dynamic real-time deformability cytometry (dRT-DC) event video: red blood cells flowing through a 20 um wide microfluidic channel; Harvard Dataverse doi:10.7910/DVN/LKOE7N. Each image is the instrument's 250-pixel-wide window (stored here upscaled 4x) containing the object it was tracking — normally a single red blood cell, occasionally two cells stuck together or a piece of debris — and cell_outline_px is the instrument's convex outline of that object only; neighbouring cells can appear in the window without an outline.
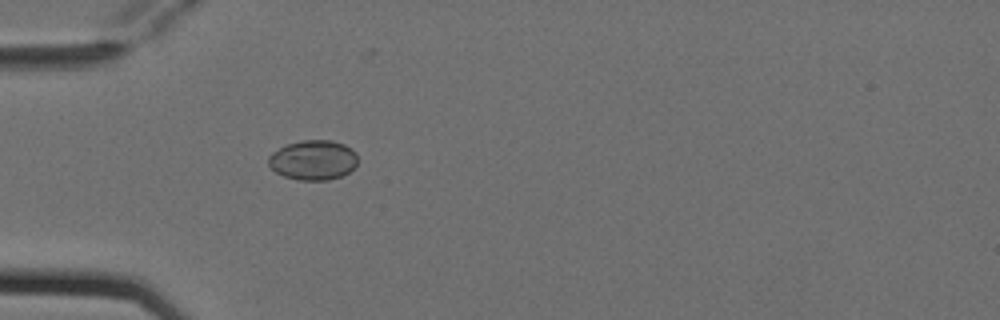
{"species": "Egyptian fruit bat (a non-hibernating species)", "species_latin": "Rousettus aegyptiacus", "temperature_condition": "cold", "stored_images_in_passage": 1, "camera_frame_rate_fps": 3000, "um_per_image_px": 0.085, "animal": {"sex": "female"}, "frame": {"image": 1, "passage_image": 1, "time_ms": 0.0, "image_size_px": [1000, 320], "cell_outline_px": [[356, 164], [348, 172], [340, 176], [328, 180], [300, 180], [284, 176], [276, 172], [268, 164], [268, 156], [272, 152], [288, 144], [300, 140], [332, 140], [344, 144], [352, 148], [356, 152]], "centroid_in_image_um": [26.61, 13.59], "position_along_channel_um": 58.4, "area_um2": 20.63}}